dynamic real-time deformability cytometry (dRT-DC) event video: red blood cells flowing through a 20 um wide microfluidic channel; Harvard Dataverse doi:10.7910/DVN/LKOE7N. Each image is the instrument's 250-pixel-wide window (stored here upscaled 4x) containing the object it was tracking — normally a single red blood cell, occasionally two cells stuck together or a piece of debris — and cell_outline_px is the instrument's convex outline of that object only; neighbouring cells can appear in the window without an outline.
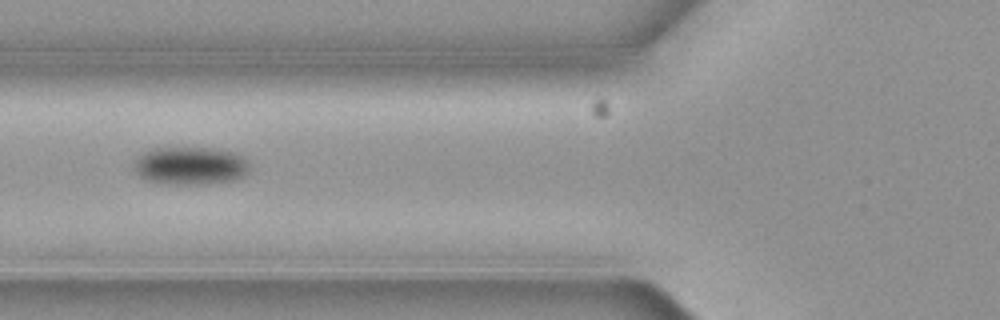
{"species": "common noctule bat (a hibernating species)", "species_latin": "Nyctalus noctula", "temperature_condition": "cold", "stored_images_in_passage": 10, "camera_frame_rate_fps": 3000, "um_per_image_px": 0.085, "animal": {"sex": "female", "body_mass_g": 19.3, "forearm_length_mm": 54.1}, "frame": {"image": 1, "passage_image": 5, "time_ms": 1.333, "image_size_px": [1000, 320], "cell_outline_px": [[248, 172], [236, 180], [208, 184], [156, 184], [144, 180], [132, 168], [132, 164], [144, 152], [152, 148], [212, 148], [236, 152], [248, 160]], "centroid_in_image_um": [16.16, 14.1], "position_along_channel_um": 109.6, "area_um2": 26.01}}
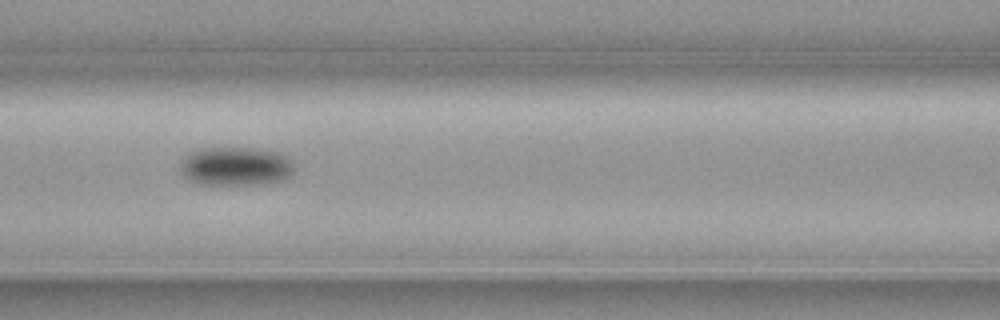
{"frame": {"image": 2, "passage_image": 6, "time_ms": 1.667, "image_size_px": [1000, 320], "cell_outline_px": [[292, 172], [288, 176], [280, 180], [260, 184], [200, 184], [184, 176], [180, 168], [180, 164], [192, 152], [200, 148], [252, 148], [280, 152], [288, 156], [292, 160]], "centroid_in_image_um": [20.06, 14.12], "position_along_channel_um": 146.5, "area_um2": 25.37}}
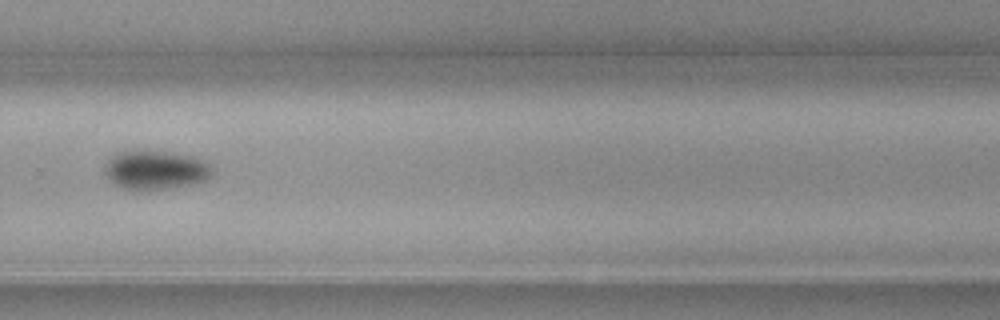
{"frame": {"image": 3, "passage_image": 10, "time_ms": 3.0, "image_size_px": [1000, 320], "cell_outline_px": [[212, 172], [204, 180], [188, 184], [168, 188], [124, 188], [116, 184], [104, 172], [104, 168], [108, 160], [112, 156], [120, 152], [136, 148], [192, 156], [208, 164]], "centroid_in_image_um": [13.16, 14.39], "position_along_channel_um": 316.6, "area_um2": 23.64}}